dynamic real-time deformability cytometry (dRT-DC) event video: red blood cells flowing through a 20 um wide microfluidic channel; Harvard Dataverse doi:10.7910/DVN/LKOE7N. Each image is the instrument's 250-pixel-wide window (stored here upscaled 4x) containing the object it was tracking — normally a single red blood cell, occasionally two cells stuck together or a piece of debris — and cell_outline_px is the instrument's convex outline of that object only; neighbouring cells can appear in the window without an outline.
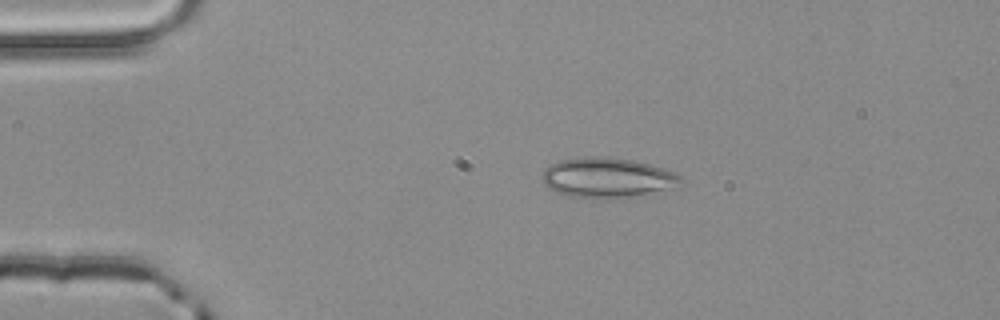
{"species": "common noctule bat (a hibernating species)", "species_latin": "Nyctalus noctula", "temperature_condition": "room temperature", "stored_images_in_passage": 3, "camera_frame_rate_fps": 3000, "um_per_image_px": 0.085, "animal": {"sex": "male", "body_mass_g": 20.4}, "frame": {"image": 1, "passage_image": 2, "time_ms": 0.333, "image_size_px": [1000, 320], "cell_outline_px": [[684, 184], [680, 188], [644, 196], [624, 200], [604, 200], [568, 196], [556, 192], [548, 188], [544, 184], [540, 176], [544, 168], [560, 160], [584, 156], [608, 156], [632, 160], [648, 164], [676, 172], [684, 180]], "centroid_in_image_um": [51.71, 15.16], "position_along_channel_um": 33.3, "area_um2": 34.04}}